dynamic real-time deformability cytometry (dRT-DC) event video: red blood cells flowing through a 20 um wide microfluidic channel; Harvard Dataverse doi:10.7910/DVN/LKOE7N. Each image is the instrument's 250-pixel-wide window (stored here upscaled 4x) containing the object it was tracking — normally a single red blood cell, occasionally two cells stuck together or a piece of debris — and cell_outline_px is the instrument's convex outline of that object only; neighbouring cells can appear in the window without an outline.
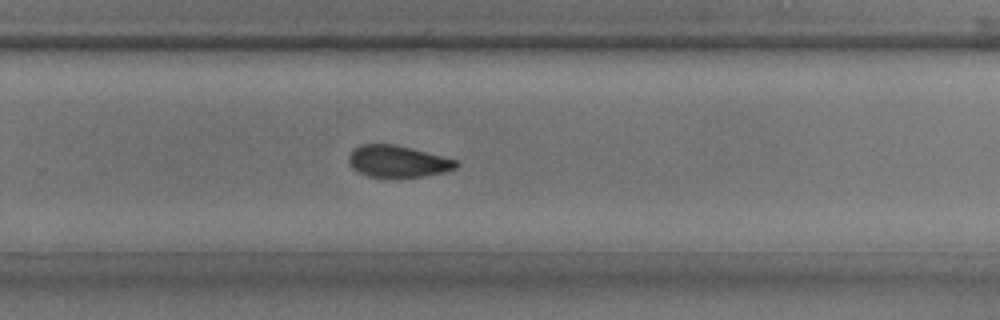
{"species": "common noctule bat (a hibernating species)", "species_latin": "Nyctalus noctula", "temperature_condition": "room temperature", "stored_images_in_passage": 24, "camera_frame_rate_fps": 3000, "um_per_image_px": 0.085, "animal": {"sex": "male", "body_mass_g": 17.9, "forearm_length_mm": 54.2}, "frame": {"image": 1, "passage_image": 17, "time_ms": 5.333, "image_size_px": [1000, 320], "cell_outline_px": [[460, 164], [456, 168], [444, 172], [420, 176], [368, 176], [352, 168], [348, 160], [348, 156], [352, 148], [360, 144], [396, 144], [412, 148], [456, 160]], "centroid_in_image_um": [33.78, 13.69], "position_along_channel_um": 296.0, "area_um2": 19.65}}